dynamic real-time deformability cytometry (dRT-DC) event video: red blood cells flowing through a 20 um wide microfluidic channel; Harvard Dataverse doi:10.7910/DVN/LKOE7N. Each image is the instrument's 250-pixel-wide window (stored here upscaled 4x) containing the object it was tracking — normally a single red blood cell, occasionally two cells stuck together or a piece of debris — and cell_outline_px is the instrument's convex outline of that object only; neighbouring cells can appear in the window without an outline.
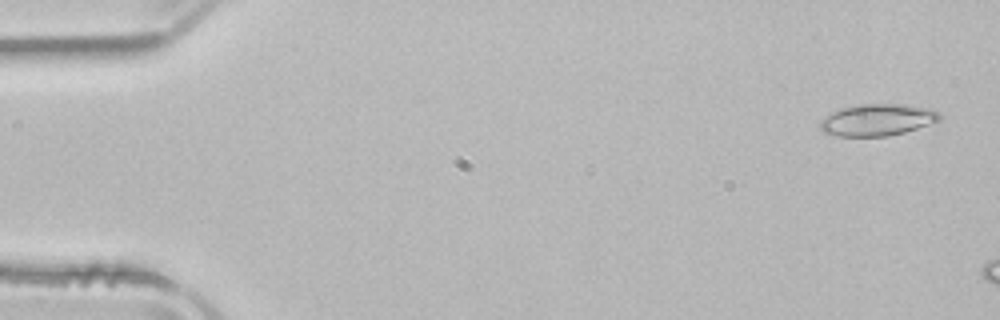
{"species": "common noctule bat (a hibernating species)", "species_latin": "Nyctalus noctula", "temperature_condition": "room temperature", "stored_images_in_passage": 8, "camera_frame_rate_fps": 3000, "um_per_image_px": 0.085, "animal": {"sex": "male", "body_mass_g": 21.5, "forearm_length_mm": 52.0}, "frame": {"image": 1, "passage_image": 2, "time_ms": 0.333, "image_size_px": [1000, 320], "cell_outline_px": [[940, 120], [904, 132], [888, 136], [836, 136], [824, 132], [820, 128], [820, 120], [824, 116], [832, 112], [844, 108], [860, 104], [908, 104], [932, 108], [940, 112]], "centroid_in_image_um": [74.59, 10.18], "position_along_channel_um": 10.4, "area_um2": 22.14}}